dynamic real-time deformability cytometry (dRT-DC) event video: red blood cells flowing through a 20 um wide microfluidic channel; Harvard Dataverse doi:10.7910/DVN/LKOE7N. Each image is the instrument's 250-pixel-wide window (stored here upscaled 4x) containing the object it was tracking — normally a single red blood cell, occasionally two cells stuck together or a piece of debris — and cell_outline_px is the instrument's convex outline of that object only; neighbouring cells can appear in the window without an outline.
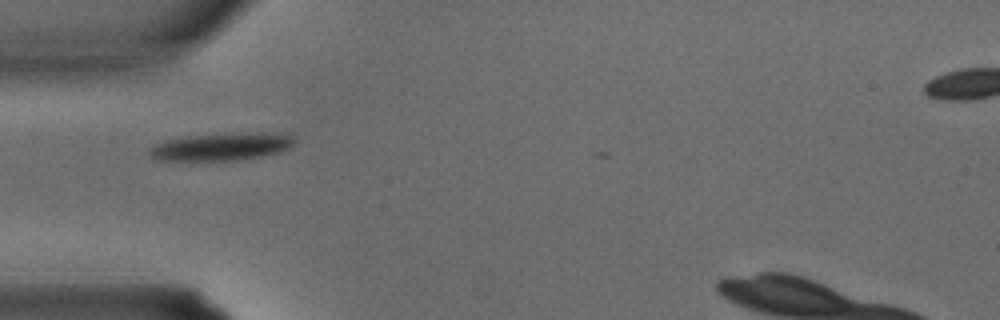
{"species": "common noctule bat (a hibernating species)", "species_latin": "Nyctalus noctula", "temperature_condition": "warm", "stored_images_in_passage": 1, "camera_frame_rate_fps": 3000, "um_per_image_px": 0.085, "animal": {"sex": "male", "body_mass_g": 15.6}, "frame": {"image": 1, "passage_image": 1, "time_ms": 0.0, "image_size_px": [1000, 320], "cell_outline_px": [[296, 140], [288, 148], [280, 152], [260, 156], [236, 160], [188, 164], [156, 160], [148, 152], [148, 148], [164, 140], [188, 136], [224, 132], [244, 132], [292, 136]], "centroid_in_image_um": [18.64, 12.52], "position_along_channel_um": 66.4, "area_um2": 24.33}}